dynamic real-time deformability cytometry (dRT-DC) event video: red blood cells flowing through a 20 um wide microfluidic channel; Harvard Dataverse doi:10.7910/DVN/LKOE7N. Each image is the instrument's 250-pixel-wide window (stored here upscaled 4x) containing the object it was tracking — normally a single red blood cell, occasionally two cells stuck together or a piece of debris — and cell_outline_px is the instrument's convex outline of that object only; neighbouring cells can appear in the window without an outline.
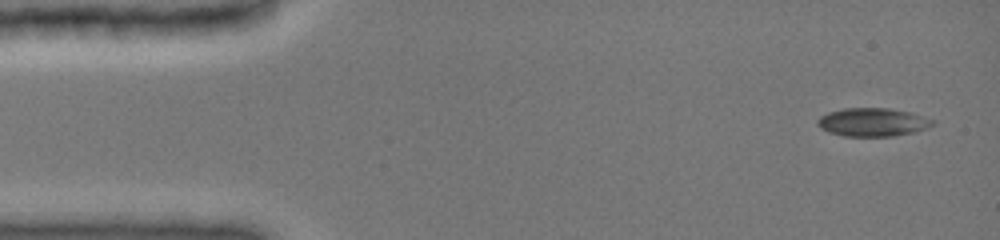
{"species": "common noctule bat (a hibernating species)", "species_latin": "Nyctalus noctula", "temperature_condition": "cold", "stored_images_in_passage": 27, "camera_frame_rate_fps": 3000, "um_per_image_px": 0.085, "animal": {"sex": "female", "body_mass_g": 19.0, "forearm_length_mm": 51.5}, "frame": {"image": 1, "passage_image": 1, "time_ms": 0.0, "image_size_px": [1000, 240], "cell_outline_px": [[936, 124], [928, 128], [916, 132], [892, 136], [844, 136], [828, 132], [820, 128], [816, 124], [816, 120], [820, 116], [828, 112], [844, 108], [888, 108], [912, 112], [936, 120]], "centroid_in_image_um": [74.21, 10.38], "position_along_channel_um": 10.8, "area_um2": 19.36}}
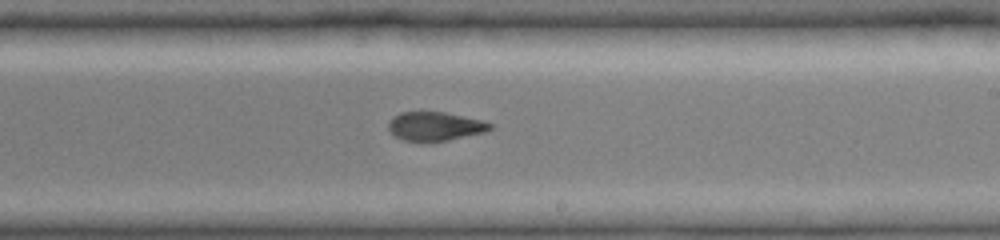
{"frame": {"image": 2, "passage_image": 16, "time_ms": 8.667, "image_size_px": [1000, 240], "cell_outline_px": [[496, 124], [492, 128], [484, 132], [448, 140], [404, 140], [396, 136], [388, 128], [388, 124], [392, 116], [400, 112], [444, 112], [484, 120]], "centroid_in_image_um": [37.03, 10.7], "position_along_channel_um": 252.0, "area_um2": 16.88}}
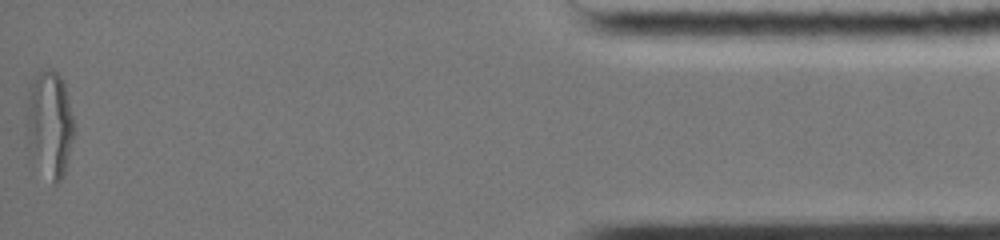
{"frame": {"image": 3, "passage_image": 27, "time_ms": 15.0, "image_size_px": [1000, 240], "cell_outline_px": [[72, 140], [64, 172], [60, 180], [56, 184], [52, 184], [24, 144], [24, 124], [28, 84], [40, 72], [48, 68], [52, 68], [60, 76], [64, 84], [72, 116]], "centroid_in_image_um": [4.12, 10.52], "position_along_channel_um": 431.1, "area_um2": 29.82}, "authors_computed_cell_mechanics": {"area_um2": 18.6694, "velocity_mm_per_s": 3.9901, "shape_relaxation_time_tau1_ms": 10.4268, "shape_relaxation_time_tau2_ms": 1.1221, "deformation_change_tau1": 0.2989, "deformation_change_tau2": 0.0656}}